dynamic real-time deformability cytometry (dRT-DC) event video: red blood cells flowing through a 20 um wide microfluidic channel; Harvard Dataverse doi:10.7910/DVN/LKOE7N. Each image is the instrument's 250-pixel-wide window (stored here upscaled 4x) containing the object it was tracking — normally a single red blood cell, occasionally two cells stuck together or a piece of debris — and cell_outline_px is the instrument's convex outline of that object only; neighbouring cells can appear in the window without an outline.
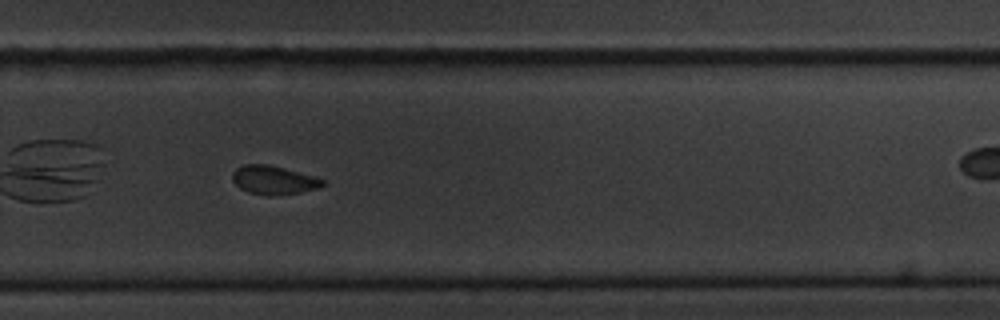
{"species": "common noctule bat (a hibernating species)", "species_latin": "Nyctalus noctula", "temperature_condition": "cold", "stored_images_in_passage": 39, "camera_frame_rate_fps": 3000, "um_per_image_px": 0.085, "animal": {"sex": "male", "body_mass_g": 20.1, "forearm_length_mm": 53.5}, "frame": {"image": 1, "passage_image": 23, "time_ms": 7.333, "image_size_px": [1000, 320], "cell_outline_px": [[324, 184], [320, 188], [300, 192], [268, 196], [248, 192], [240, 188], [232, 180], [232, 172], [236, 168], [244, 164], [268, 164], [284, 168], [312, 176], [324, 180]], "centroid_in_image_um": [23.22, 15.3], "position_along_channel_um": 306.6, "area_um2": 14.97}, "authors_computed_cell_mechanics": {"area_um2": 15.606, "velocity_mm_per_s": 3.5751, "shape_relaxation_time_tau1_ms": null, "shape_relaxation_time_tau2_ms": 1.8304, "deformation_change_tau1": null, "deformation_change_tau2": 0.0534}}